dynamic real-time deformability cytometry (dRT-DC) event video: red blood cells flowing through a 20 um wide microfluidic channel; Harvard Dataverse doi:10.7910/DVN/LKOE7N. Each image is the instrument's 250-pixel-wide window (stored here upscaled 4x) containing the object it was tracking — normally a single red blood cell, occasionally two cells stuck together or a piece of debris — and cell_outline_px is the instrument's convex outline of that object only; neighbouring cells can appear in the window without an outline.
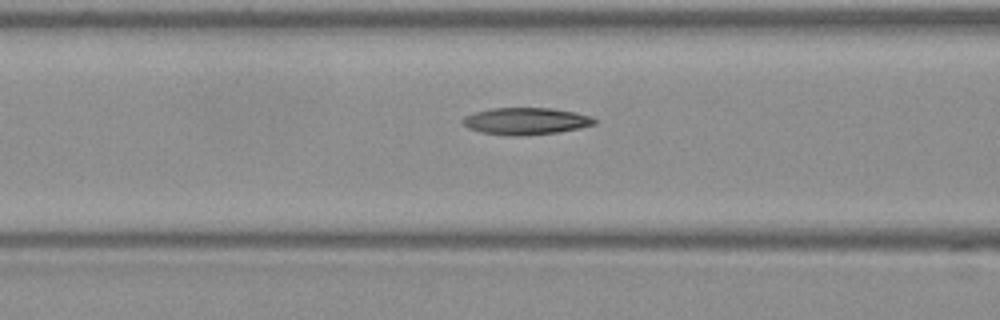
{"species": "Egyptian fruit bat (a non-hibernating species)", "species_latin": "Rousettus aegyptiacus", "temperature_condition": "warm", "stored_images_in_passage": 17, "camera_frame_rate_fps": 3000, "um_per_image_px": 0.085, "frame": {"image": 1, "passage_image": 15, "time_ms": 4.667, "image_size_px": [1000, 320], "cell_outline_px": [[596, 124], [580, 128], [556, 132], [516, 136], [508, 136], [480, 132], [468, 128], [460, 120], [464, 116], [472, 112], [492, 108], [552, 108], [576, 112], [592, 116], [596, 120]], "centroid_in_image_um": [44.67, 10.29], "position_along_channel_um": 121.9, "area_um2": 20.87}}